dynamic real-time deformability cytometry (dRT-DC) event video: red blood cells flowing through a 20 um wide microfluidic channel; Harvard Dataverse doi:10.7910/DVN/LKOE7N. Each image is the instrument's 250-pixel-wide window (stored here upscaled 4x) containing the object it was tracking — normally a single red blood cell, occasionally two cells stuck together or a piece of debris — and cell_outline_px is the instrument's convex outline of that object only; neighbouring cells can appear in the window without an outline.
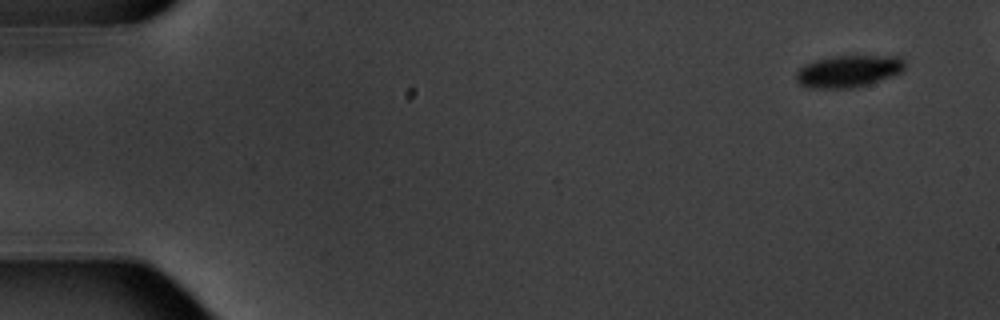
{"species": "common noctule bat (a hibernating species)", "species_latin": "Nyctalus noctula", "temperature_condition": "warm", "stored_images_in_passage": 15, "camera_frame_rate_fps": 3000, "um_per_image_px": 0.085, "animal": {"sex": "male", "body_mass_g": 20.1, "forearm_length_mm": 53.5}, "frame": {"image": 1, "passage_image": 1, "time_ms": 0.0, "image_size_px": [1000, 320], "cell_outline_px": [[904, 68], [900, 72], [892, 76], [868, 84], [852, 88], [808, 88], [800, 84], [796, 80], [796, 72], [804, 64], [816, 60], [836, 56], [900, 56], [904, 60]], "centroid_in_image_um": [72.1, 6.05], "position_along_channel_um": 12.9, "area_um2": 20.17}}
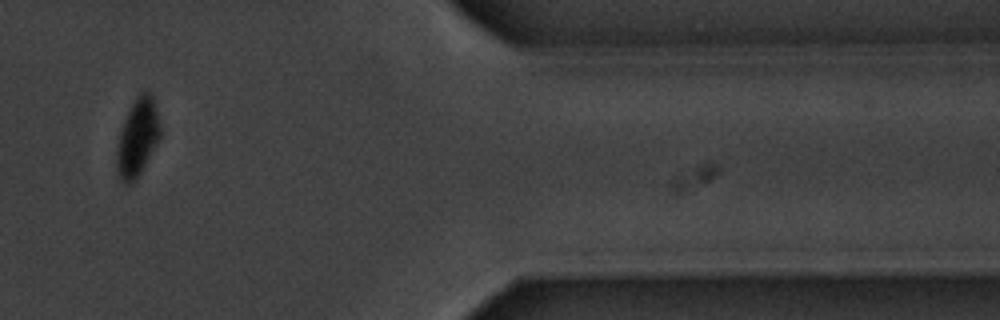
{"frame": {"image": 2, "passage_image": 13, "time_ms": 15.667, "image_size_px": [1000, 320], "cell_outline_px": [[160, 136], [156, 144], [136, 180], [132, 184], [124, 184], [120, 180], [116, 172], [116, 148], [120, 128], [136, 96], [140, 92], [148, 92], [152, 96], [160, 120]], "centroid_in_image_um": [11.66, 11.72], "position_along_channel_um": 399.7, "area_um2": 19.77}, "authors_computed_cell_mechanics": {"area_um2": 23.0622, "velocity_mm_per_s": 3.5202, "shape_relaxation_time_tau1_ms": 1.8285, "shape_relaxation_time_tau2_ms": null, "deformation_change_tau1": 0.082, "deformation_change_tau2": null}}